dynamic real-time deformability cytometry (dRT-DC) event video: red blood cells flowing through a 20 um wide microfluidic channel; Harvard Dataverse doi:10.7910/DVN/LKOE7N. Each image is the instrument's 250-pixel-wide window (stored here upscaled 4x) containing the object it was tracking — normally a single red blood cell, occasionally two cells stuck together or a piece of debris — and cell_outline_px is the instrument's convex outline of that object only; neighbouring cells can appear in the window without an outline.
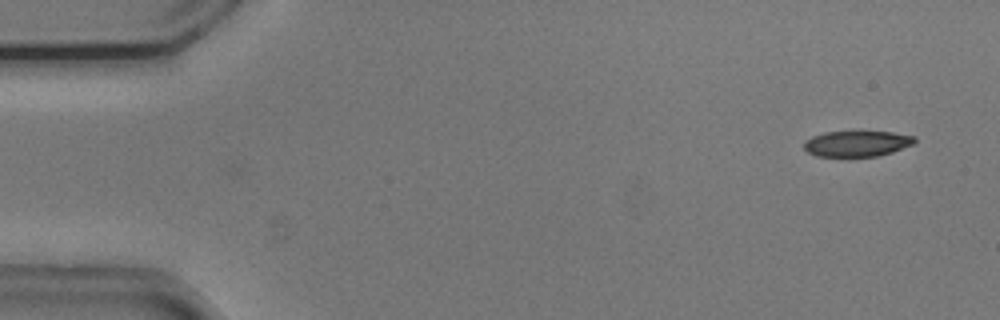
{"species": "common noctule bat (a hibernating species)", "species_latin": "Nyctalus noctula", "temperature_condition": "cold", "stored_images_in_passage": 2, "camera_frame_rate_fps": 3000, "um_per_image_px": 0.085, "animal": {"sex": "male", "body_mass_g": 20.5, "forearm_length_mm": 52.5}, "frame": {"image": 1, "passage_image": 2, "time_ms": 0.333, "image_size_px": [1000, 320], "cell_outline_px": [[916, 140], [912, 144], [892, 152], [876, 156], [848, 160], [816, 156], [808, 152], [804, 148], [804, 140], [812, 136], [824, 132], [892, 132], [916, 136]], "centroid_in_image_um": [72.78, 12.26], "position_along_channel_um": 12.2, "area_um2": 17.34}}